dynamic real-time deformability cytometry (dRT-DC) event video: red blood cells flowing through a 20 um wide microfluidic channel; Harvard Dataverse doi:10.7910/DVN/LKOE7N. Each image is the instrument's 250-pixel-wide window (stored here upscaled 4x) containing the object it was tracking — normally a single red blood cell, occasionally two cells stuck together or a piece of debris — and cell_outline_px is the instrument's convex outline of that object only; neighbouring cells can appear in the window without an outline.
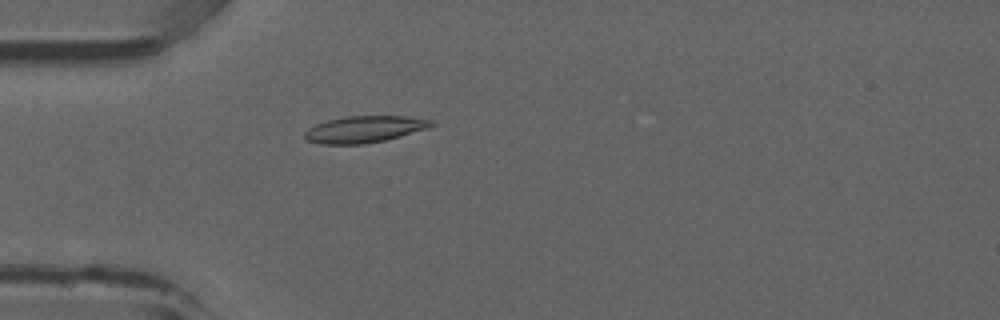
{"species": "common noctule bat (a hibernating species)", "species_latin": "Nyctalus noctula", "temperature_condition": "room temperature", "stored_images_in_passage": 2, "camera_frame_rate_fps": 3000, "um_per_image_px": 0.085, "animal": {"sex": "male", "forearm_length_mm": 52.5}, "frame": {"image": 1, "passage_image": 2, "time_ms": 0.333, "image_size_px": [1000, 320], "cell_outline_px": [[436, 124], [428, 128], [384, 140], [364, 144], [320, 144], [304, 140], [304, 132], [308, 128], [316, 124], [328, 120], [348, 116], [404, 116], [432, 120]], "centroid_in_image_um": [30.94, 10.99], "position_along_channel_um": 54.1, "area_um2": 19.59}}